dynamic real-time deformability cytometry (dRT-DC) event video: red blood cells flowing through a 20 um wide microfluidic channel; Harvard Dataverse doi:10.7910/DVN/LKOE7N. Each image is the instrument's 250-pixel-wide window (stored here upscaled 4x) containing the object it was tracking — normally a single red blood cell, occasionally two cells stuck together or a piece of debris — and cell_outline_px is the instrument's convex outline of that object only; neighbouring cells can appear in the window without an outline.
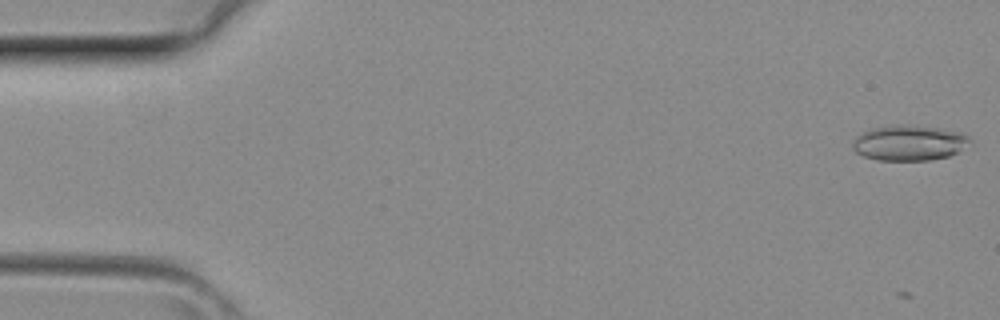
{"species": "common noctule bat (a hibernating species)", "species_latin": "Nyctalus noctula", "temperature_condition": "room temperature", "stored_images_in_passage": 4, "camera_frame_rate_fps": 3000, "um_per_image_px": 0.085, "animal": {"sex": "female", "body_mass_g": 29.2, "forearm_length_mm": 56.3}, "frame": {"image": 1, "passage_image": 1, "time_ms": 0.0, "image_size_px": [1000, 320], "cell_outline_px": [[972, 140], [956, 152], [948, 156], [928, 160], [876, 160], [864, 156], [856, 152], [852, 148], [852, 140], [860, 132], [868, 128], [892, 124], [904, 124], [940, 128], [960, 132], [968, 136]], "centroid_in_image_um": [77.19, 12.12], "position_along_channel_um": 7.8, "area_um2": 24.39}}